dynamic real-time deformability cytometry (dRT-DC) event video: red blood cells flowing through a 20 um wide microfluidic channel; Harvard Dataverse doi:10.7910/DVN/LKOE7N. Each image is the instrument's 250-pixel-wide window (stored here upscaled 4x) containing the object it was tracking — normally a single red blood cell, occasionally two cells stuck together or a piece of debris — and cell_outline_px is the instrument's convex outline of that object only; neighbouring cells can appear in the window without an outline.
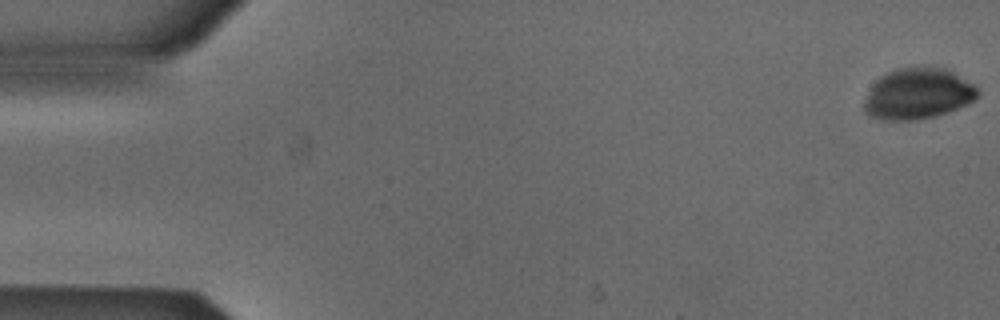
{"species": "Egyptian fruit bat (a non-hibernating species)", "species_latin": "Rousettus aegyptiacus", "temperature_condition": "cold", "stored_images_in_passage": 53, "camera_frame_rate_fps": 3000, "um_per_image_px": 0.085, "animal": {"sex": "male"}, "frame": {"image": 1, "passage_image": 1, "time_ms": 0.0, "image_size_px": [1000, 320], "cell_outline_px": [[980, 96], [968, 104], [948, 112], [936, 116], [916, 120], [880, 120], [864, 112], [864, 104], [872, 84], [880, 76], [896, 68], [944, 68], [952, 72], [972, 84], [980, 92]], "centroid_in_image_um": [78.02, 8.0], "position_along_channel_um": 7.0, "area_um2": 33.47}}
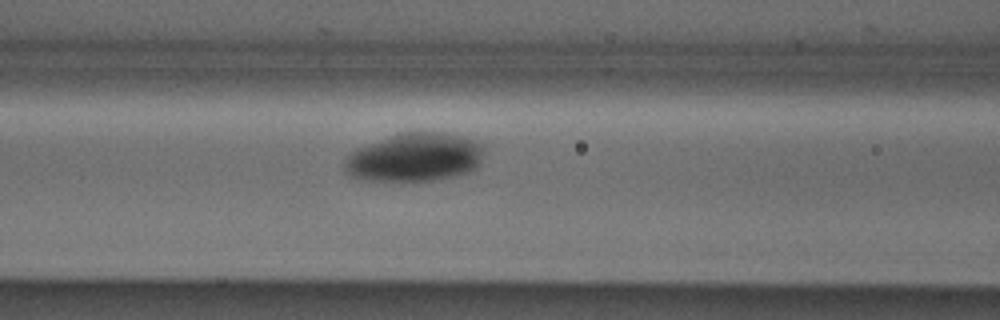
{"frame": {"image": 2, "passage_image": 22, "time_ms": 7.0, "image_size_px": [1000, 320], "cell_outline_px": [[484, 152], [480, 164], [476, 168], [468, 172], [456, 176], [440, 180], [360, 180], [352, 176], [344, 168], [344, 160], [348, 152], [356, 148], [400, 132], [444, 132], [464, 136], [480, 144], [484, 148]], "centroid_in_image_um": [35.25, 13.37], "position_along_channel_um": 131.3, "area_um2": 39.71}}
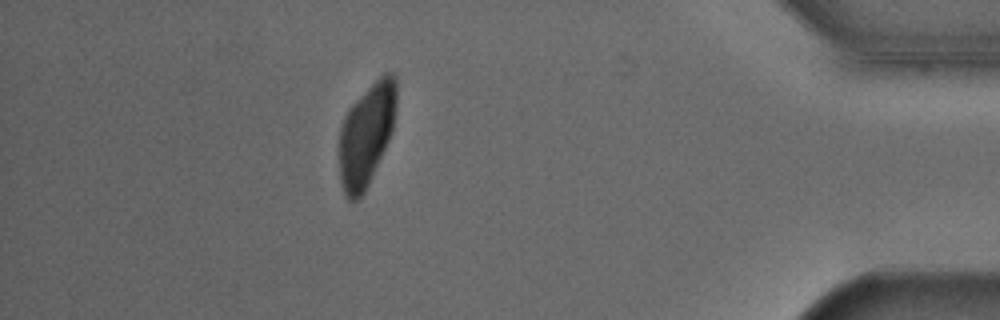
{"frame": {"image": 3, "passage_image": 47, "time_ms": 15.333, "image_size_px": [1000, 320], "cell_outline_px": [[396, 112], [392, 132], [368, 184], [364, 192], [356, 200], [348, 200], [344, 196], [340, 184], [340, 128], [344, 116], [348, 108], [384, 72], [392, 72], [396, 76]], "centroid_in_image_um": [31.14, 11.43], "position_along_channel_um": 404.1, "area_um2": 33.99}}